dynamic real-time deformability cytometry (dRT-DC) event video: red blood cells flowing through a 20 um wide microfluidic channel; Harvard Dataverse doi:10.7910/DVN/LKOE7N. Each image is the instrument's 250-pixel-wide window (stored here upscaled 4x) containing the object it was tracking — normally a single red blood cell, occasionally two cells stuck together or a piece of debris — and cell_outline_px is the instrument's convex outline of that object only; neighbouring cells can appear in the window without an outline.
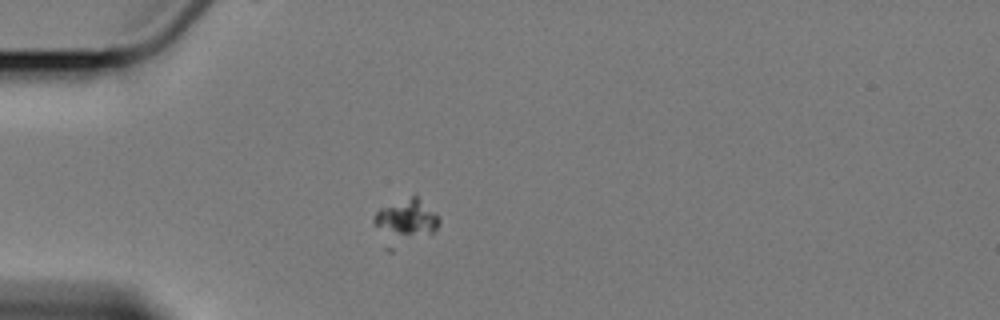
{"species": "Egyptian fruit bat (a non-hibernating species)", "species_latin": "Rousettus aegyptiacus", "temperature_condition": "cold", "stored_images_in_passage": 13, "camera_frame_rate_fps": 3000, "um_per_image_px": 0.085, "animal": {"sex": "female"}, "frame": {"image": 1, "passage_image": 2, "time_ms": 1.0, "image_size_px": [1000, 320], "cell_outline_px": [[440, 224], [432, 232], [400, 232], [372, 224], [372, 220], [376, 212], [380, 208], [416, 192], [440, 220]], "centroid_in_image_um": [34.61, 18.35], "position_along_channel_um": 50.4, "area_um2": 12.89}}
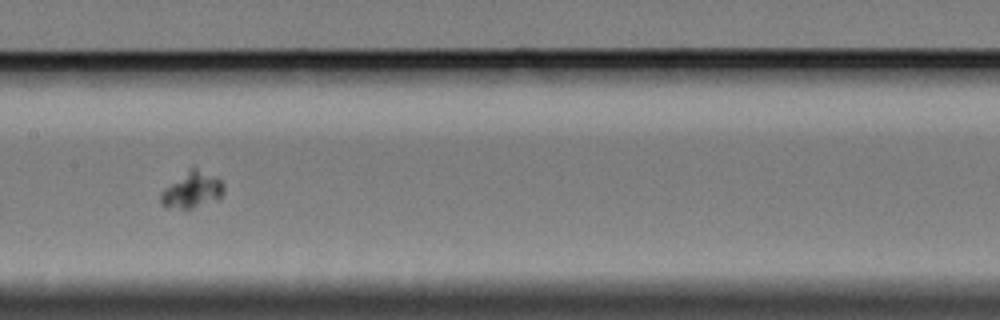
{"frame": {"image": 2, "passage_image": 6, "time_ms": 5.667, "image_size_px": [1000, 320], "cell_outline_px": [[224, 192], [220, 200], [188, 212], [164, 208], [160, 204], [160, 192], [164, 188], [192, 164], [220, 180], [224, 184]], "centroid_in_image_um": [16.3, 16.21], "position_along_channel_um": 191.1, "area_um2": 14.51}}
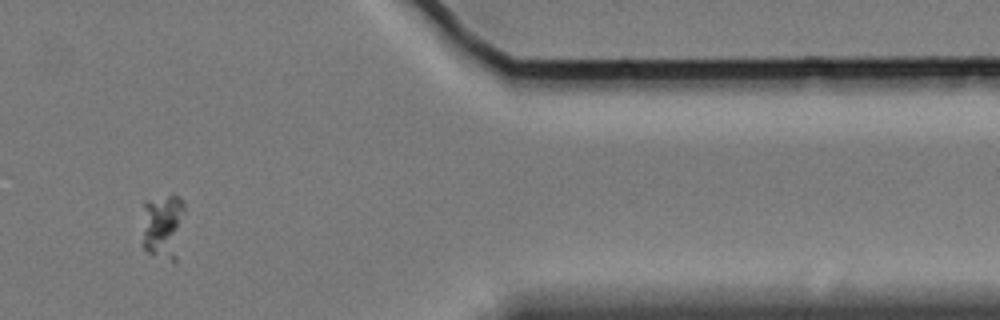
{"frame": {"image": 3, "passage_image": 11, "time_ms": 12.667, "image_size_px": [1000, 320], "cell_outline_px": [[184, 212], [172, 232], [152, 252], [148, 252], [144, 248], [144, 200], [168, 196], [180, 196], [184, 204]], "centroid_in_image_um": [13.67, 18.66], "position_along_channel_um": 397.7, "area_um2": 11.62}}